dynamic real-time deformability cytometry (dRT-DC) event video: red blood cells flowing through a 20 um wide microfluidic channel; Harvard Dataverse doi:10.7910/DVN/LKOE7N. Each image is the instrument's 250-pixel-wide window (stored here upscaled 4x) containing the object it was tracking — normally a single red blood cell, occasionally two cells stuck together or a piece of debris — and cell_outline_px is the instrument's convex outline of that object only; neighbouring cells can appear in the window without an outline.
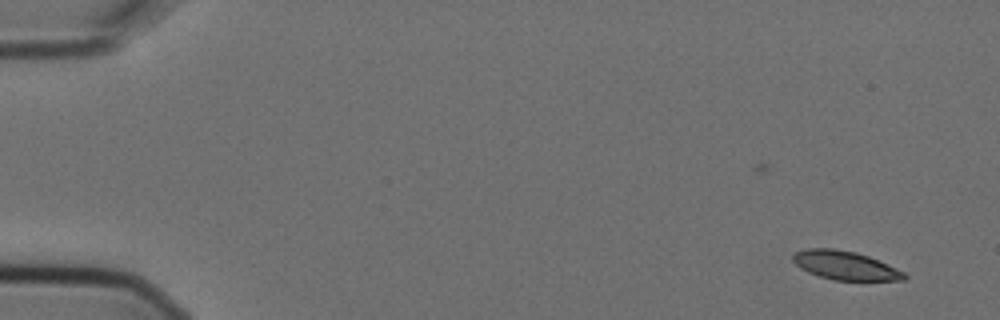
{"species": "Egyptian fruit bat (a non-hibernating species)", "species_latin": "Rousettus aegyptiacus", "temperature_condition": "cold", "stored_images_in_passage": 7, "camera_frame_rate_fps": 3000, "um_per_image_px": 0.085, "animal": {"sex": "female"}, "frame": {"image": 1, "passage_image": 2, "time_ms": 0.333, "image_size_px": [1000, 320], "cell_outline_px": [[908, 276], [904, 280], [832, 280], [808, 272], [800, 268], [792, 260], [792, 256], [796, 252], [808, 248], [832, 248], [856, 252], [868, 256], [904, 272]], "centroid_in_image_um": [71.81, 22.56], "position_along_channel_um": 13.2, "area_um2": 18.44}}
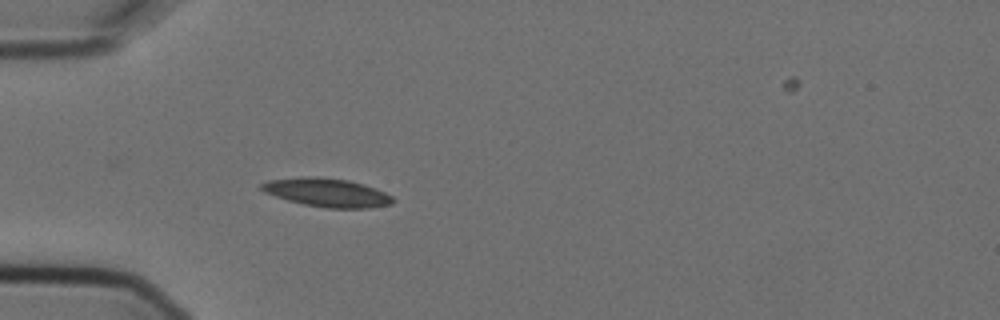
{"frame": {"image": 2, "passage_image": 6, "time_ms": 1.667, "image_size_px": [1000, 320], "cell_outline_px": [[396, 200], [392, 204], [368, 208], [328, 208], [304, 204], [288, 200], [264, 192], [260, 188], [260, 184], [268, 180], [308, 176], [348, 180], [364, 184], [384, 192], [392, 196]], "centroid_in_image_um": [27.81, 16.37], "position_along_channel_um": 57.2, "area_um2": 21.68}}